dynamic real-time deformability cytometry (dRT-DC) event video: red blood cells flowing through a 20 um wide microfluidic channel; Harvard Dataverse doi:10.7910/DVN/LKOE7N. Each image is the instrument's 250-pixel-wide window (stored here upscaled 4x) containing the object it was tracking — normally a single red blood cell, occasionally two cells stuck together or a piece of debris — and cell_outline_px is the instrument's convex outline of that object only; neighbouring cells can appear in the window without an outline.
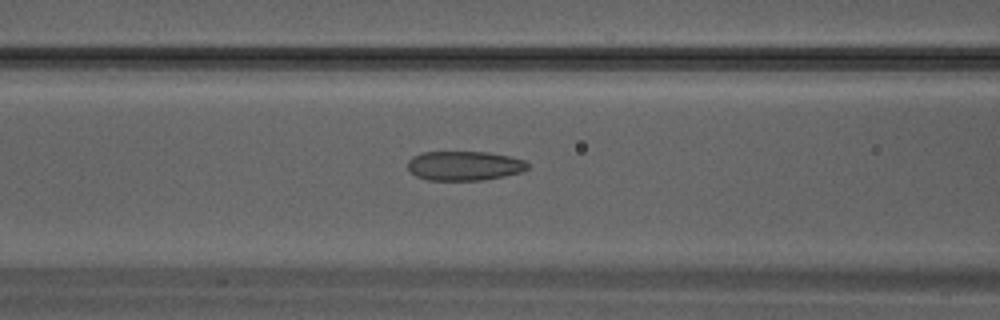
{"species": "Egyptian fruit bat (a non-hibernating species)", "species_latin": "Rousettus aegyptiacus", "temperature_condition": "warm", "stored_images_in_passage": 27, "camera_frame_rate_fps": 3000, "um_per_image_px": 0.085, "animal": {"sex": "male"}, "frame": {"image": 1, "passage_image": 8, "time_ms": 2.333, "image_size_px": [1000, 320], "cell_outline_px": [[528, 168], [524, 172], [484, 180], [428, 180], [416, 176], [408, 168], [408, 160], [412, 156], [424, 152], [488, 152], [508, 156], [524, 160], [528, 164]], "centroid_in_image_um": [39.48, 14.09], "position_along_channel_um": 127.1, "area_um2": 20.58}}
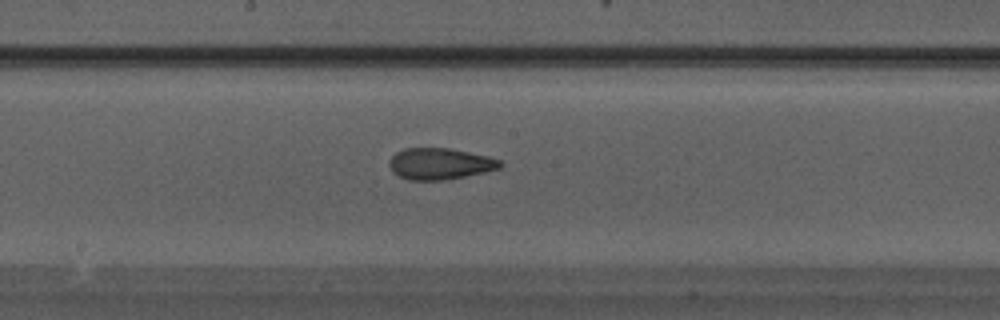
{"frame": {"image": 2, "passage_image": 12, "time_ms": 3.667, "image_size_px": [1000, 320], "cell_outline_px": [[504, 164], [500, 168], [484, 172], [444, 180], [408, 180], [400, 176], [388, 164], [392, 156], [396, 152], [404, 148], [448, 148], [488, 156], [500, 160]], "centroid_in_image_um": [37.41, 13.91], "position_along_channel_um": 210.8, "area_um2": 20.06}}
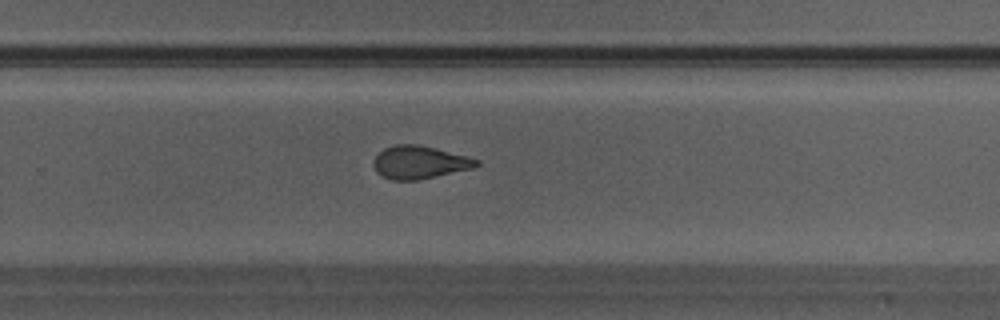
{"frame": {"image": 3, "passage_image": 16, "time_ms": 5.0, "image_size_px": [1000, 320], "cell_outline_px": [[480, 164], [476, 168], [420, 180], [392, 180], [376, 172], [372, 164], [372, 160], [384, 148], [396, 144], [416, 144], [436, 148], [480, 160]], "centroid_in_image_um": [35.67, 13.81], "position_along_channel_um": 294.1, "area_um2": 19.94}}